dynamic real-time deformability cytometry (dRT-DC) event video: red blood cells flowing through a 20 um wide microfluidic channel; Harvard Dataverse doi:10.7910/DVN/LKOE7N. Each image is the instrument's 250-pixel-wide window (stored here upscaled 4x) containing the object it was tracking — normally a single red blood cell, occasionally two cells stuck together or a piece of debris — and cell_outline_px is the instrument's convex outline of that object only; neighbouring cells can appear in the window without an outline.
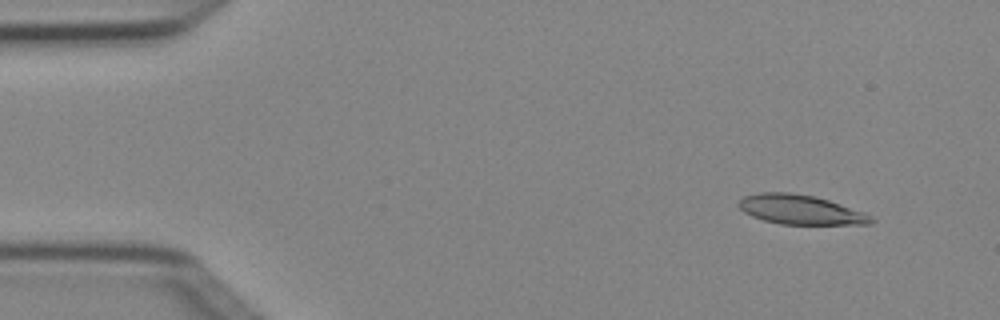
{"species": "Egyptian fruit bat (a non-hibernating species)", "species_latin": "Rousettus aegyptiacus", "temperature_condition": "cold", "stored_images_in_passage": 4, "camera_frame_rate_fps": 3000, "um_per_image_px": 0.085, "animal": {"sex": "female"}, "frame": {"image": 1, "passage_image": 1, "time_ms": 0.0, "image_size_px": [1000, 320], "cell_outline_px": [[876, 220], [872, 224], [780, 224], [764, 220], [752, 216], [744, 212], [736, 204], [744, 196], [760, 192], [788, 192], [812, 196], [828, 200], [860, 212]], "centroid_in_image_um": [67.96, 17.82], "position_along_channel_um": 17.0, "area_um2": 22.31}}
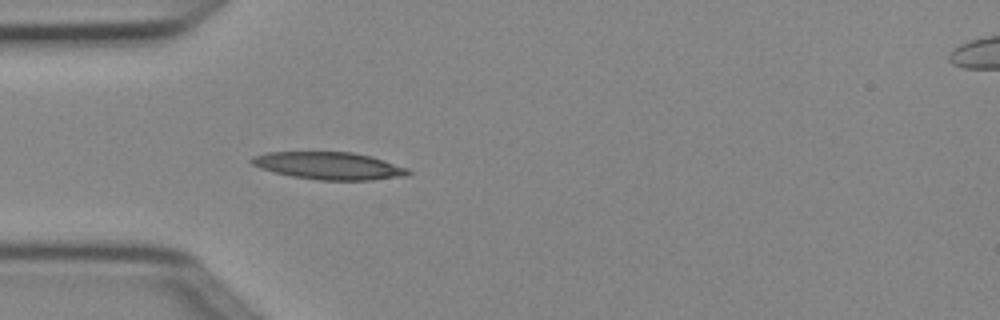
{"frame": {"image": 2, "passage_image": 4, "time_ms": 1.0, "image_size_px": [1000, 320], "cell_outline_px": [[412, 172], [404, 176], [372, 180], [320, 180], [292, 176], [260, 168], [252, 164], [248, 160], [252, 156], [268, 152], [352, 152], [372, 156], [408, 168]], "centroid_in_image_um": [27.97, 14.08], "position_along_channel_um": 57.0, "area_um2": 24.97}}